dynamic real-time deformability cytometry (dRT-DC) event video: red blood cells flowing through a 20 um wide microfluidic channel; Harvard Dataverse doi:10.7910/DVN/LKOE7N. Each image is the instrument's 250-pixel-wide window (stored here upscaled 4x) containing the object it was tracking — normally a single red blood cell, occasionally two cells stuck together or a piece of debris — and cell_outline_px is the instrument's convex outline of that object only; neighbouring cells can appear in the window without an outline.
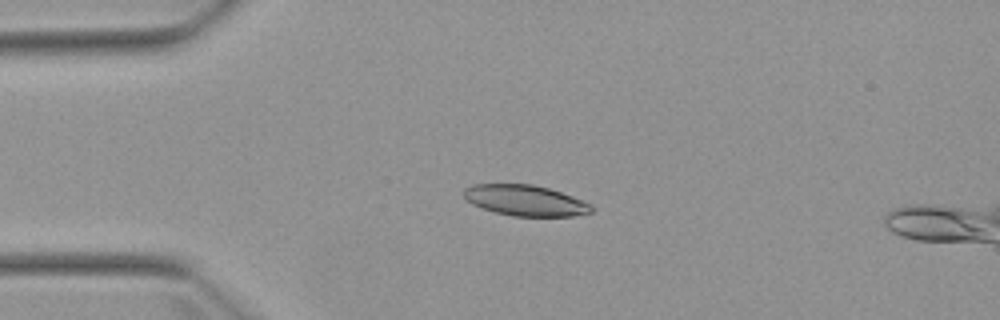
{"species": "Egyptian fruit bat (a non-hibernating species)", "species_latin": "Rousettus aegyptiacus", "temperature_condition": "warm", "stored_images_in_passage": 7, "camera_frame_rate_fps": 3000, "um_per_image_px": 0.085, "animal": {"sex": "female"}, "frame": {"image": 1, "passage_image": 4, "time_ms": 3.667, "image_size_px": [1000, 320], "cell_outline_px": [[592, 212], [572, 216], [512, 216], [496, 212], [472, 204], [464, 196], [464, 188], [472, 184], [532, 184], [548, 188], [572, 196], [592, 204]], "centroid_in_image_um": [44.65, 17.03], "position_along_channel_um": 40.3, "area_um2": 22.72}}
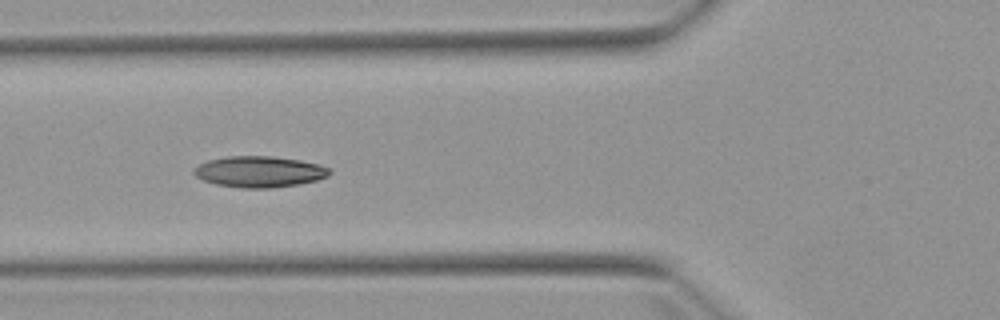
{"frame": {"image": 2, "passage_image": 6, "time_ms": 6.0, "image_size_px": [1000, 320], "cell_outline_px": [[332, 172], [328, 176], [316, 180], [300, 184], [272, 188], [240, 188], [216, 184], [204, 180], [196, 176], [192, 172], [200, 164], [208, 160], [224, 156], [272, 156], [300, 160], [320, 164], [328, 168]], "centroid_in_image_um": [22.06, 14.59], "position_along_channel_um": 103.7, "area_um2": 24.62}}
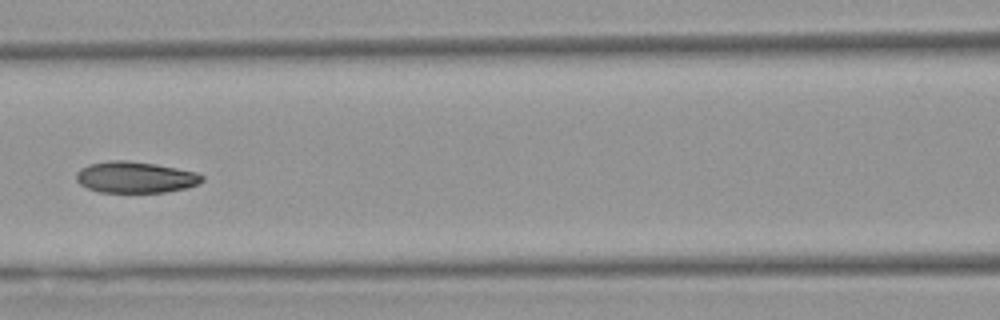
{"frame": {"image": 3, "passage_image": 7, "time_ms": 7.333, "image_size_px": [1000, 320], "cell_outline_px": [[204, 180], [196, 184], [184, 188], [164, 192], [100, 192], [88, 188], [80, 184], [76, 180], [76, 172], [80, 168], [88, 164], [108, 160], [128, 160], [156, 164], [196, 172], [204, 176]], "centroid_in_image_um": [11.46, 15.05], "position_along_channel_um": 155.1, "area_um2": 22.95}}